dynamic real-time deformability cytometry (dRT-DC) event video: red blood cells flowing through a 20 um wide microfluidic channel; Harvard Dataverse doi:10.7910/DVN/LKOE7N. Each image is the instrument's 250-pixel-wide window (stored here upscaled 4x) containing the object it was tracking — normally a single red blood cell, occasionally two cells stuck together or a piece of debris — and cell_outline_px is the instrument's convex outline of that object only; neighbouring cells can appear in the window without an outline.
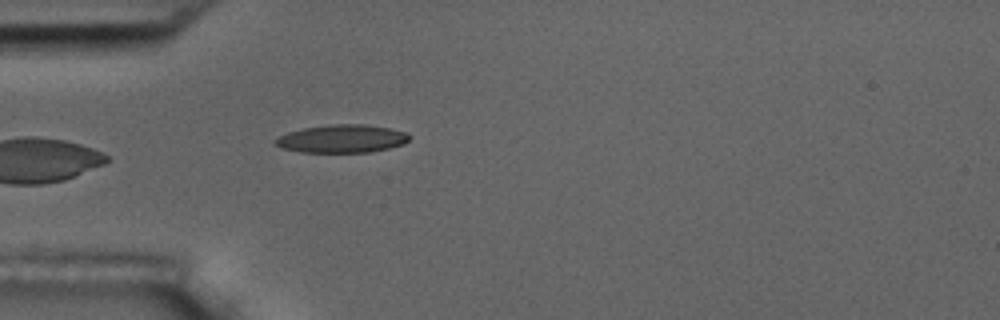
{"species": "common noctule bat (a hibernating species)", "species_latin": "Nyctalus noctula", "temperature_condition": "room temperature", "stored_images_in_passage": 6, "camera_frame_rate_fps": 3000, "um_per_image_px": 0.085, "animal": {"sex": "male", "body_mass_g": 17.5, "forearm_length_mm": 52.3}, "frame": {"image": 1, "passage_image": 6, "time_ms": 5.667, "image_size_px": [1000, 320], "cell_outline_px": [[412, 136], [404, 144], [388, 148], [368, 152], [300, 152], [284, 148], [276, 144], [272, 140], [288, 132], [304, 128], [332, 124], [364, 124], [388, 128], [404, 132]], "centroid_in_image_um": [29.07, 11.79], "position_along_channel_um": 55.9, "area_um2": 21.68}}